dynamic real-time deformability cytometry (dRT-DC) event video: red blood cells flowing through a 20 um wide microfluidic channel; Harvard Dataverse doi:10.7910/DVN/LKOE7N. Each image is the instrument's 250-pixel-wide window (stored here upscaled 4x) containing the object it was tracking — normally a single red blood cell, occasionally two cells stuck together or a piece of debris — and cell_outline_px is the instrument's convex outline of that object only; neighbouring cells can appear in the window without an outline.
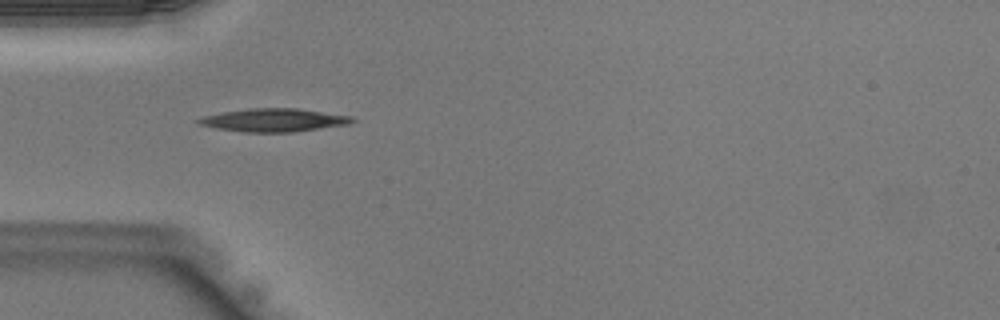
{"species": "Egyptian fruit bat (a non-hibernating species)", "species_latin": "Rousettus aegyptiacus", "temperature_condition": "warm", "stored_images_in_passage": 36, "camera_frame_rate_fps": 3000, "um_per_image_px": 0.085, "animal": {"sex": "male"}, "frame": {"image": 1, "passage_image": 7, "time_ms": 2.0, "image_size_px": [1000, 320], "cell_outline_px": [[356, 120], [348, 124], [292, 132], [244, 132], [216, 128], [200, 124], [196, 120], [204, 116], [220, 112], [252, 108], [296, 108], [352, 116]], "centroid_in_image_um": [23.27, 10.2], "position_along_channel_um": 61.7, "area_um2": 20.52}}
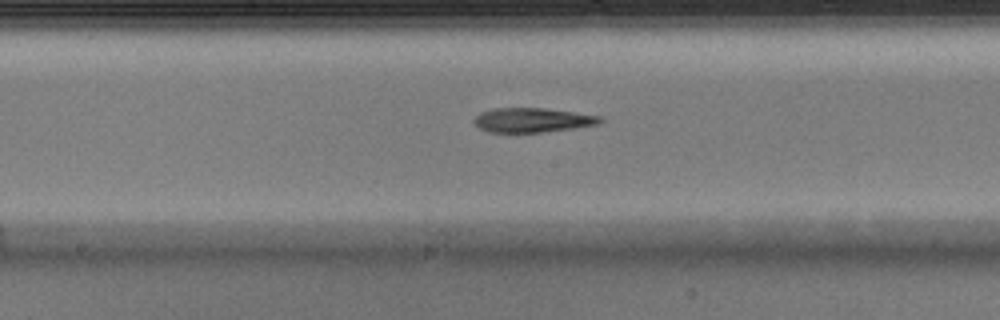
{"frame": {"image": 2, "passage_image": 16, "time_ms": 5.0, "image_size_px": [1000, 320], "cell_outline_px": [[604, 120], [600, 124], [572, 128], [540, 132], [488, 132], [480, 128], [472, 120], [480, 112], [492, 108], [544, 108], [600, 116]], "centroid_in_image_um": [45.23, 10.2], "position_along_channel_um": 203.0, "area_um2": 17.8}}
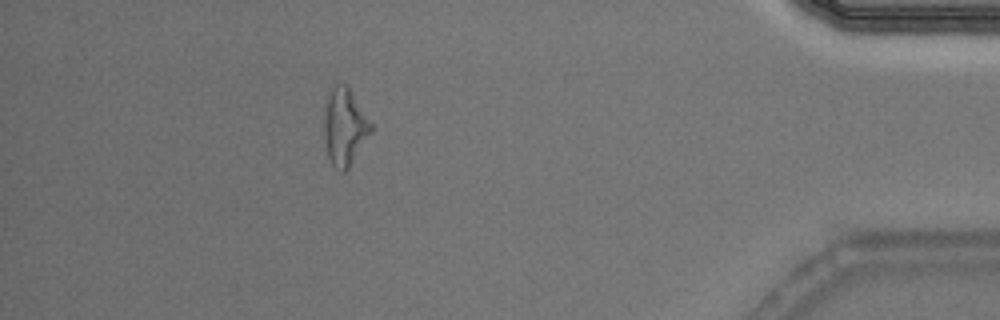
{"frame": {"image": 3, "passage_image": 32, "time_ms": 10.333, "image_size_px": [1000, 320], "cell_outline_px": [[372, 132], [348, 168], [344, 172], [340, 172], [332, 164], [328, 156], [324, 140], [324, 104], [328, 92], [336, 84], [348, 84], [372, 124]], "centroid_in_image_um": [29.28, 10.75], "position_along_channel_um": 405.9, "area_um2": 21.27}}